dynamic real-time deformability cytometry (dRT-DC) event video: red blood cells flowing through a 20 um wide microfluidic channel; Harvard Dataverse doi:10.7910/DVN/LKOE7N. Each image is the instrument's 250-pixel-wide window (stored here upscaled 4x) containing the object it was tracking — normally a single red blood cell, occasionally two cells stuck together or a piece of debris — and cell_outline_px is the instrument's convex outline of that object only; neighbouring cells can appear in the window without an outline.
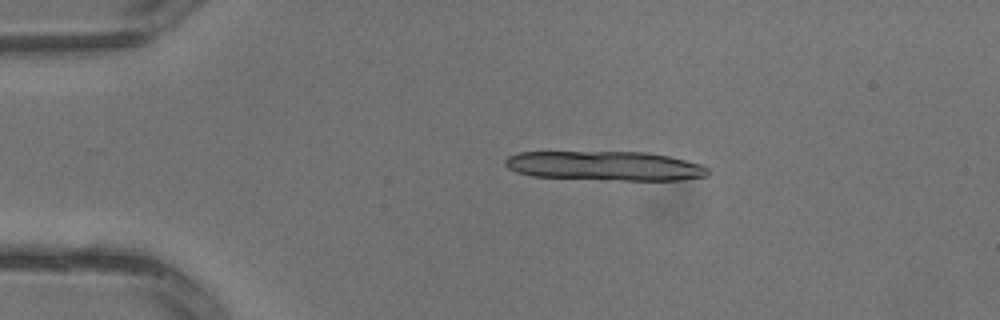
{"species": "common noctule bat (a hibernating species)", "species_latin": "Nyctalus noctula", "temperature_condition": "warm", "stored_images_in_passage": 2, "camera_frame_rate_fps": 3000, "um_per_image_px": 0.085, "animal": {"sex": "male", "body_mass_g": 13.3}, "frame": {"image": 1, "passage_image": 2, "time_ms": 0.333, "image_size_px": [1000, 320], "cell_outline_px": [[712, 172], [708, 176], [680, 180], [604, 180], [532, 176], [516, 172], [508, 168], [504, 164], [504, 160], [508, 156], [516, 152], [648, 152], [668, 156], [704, 164]], "centroid_in_image_um": [51.46, 14.1], "position_along_channel_um": 33.5, "area_um2": 35.2}}